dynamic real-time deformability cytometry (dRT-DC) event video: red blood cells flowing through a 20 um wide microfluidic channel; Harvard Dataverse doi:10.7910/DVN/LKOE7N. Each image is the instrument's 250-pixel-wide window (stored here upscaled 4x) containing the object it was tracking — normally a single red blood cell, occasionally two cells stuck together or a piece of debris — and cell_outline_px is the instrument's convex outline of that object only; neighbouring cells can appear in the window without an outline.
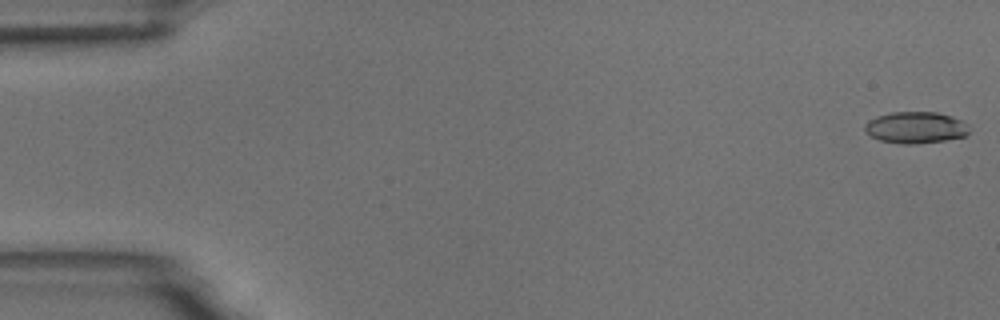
{"species": "common noctule bat (a hibernating species)", "species_latin": "Nyctalus noctula", "temperature_condition": "room temperature", "stored_images_in_passage": 5, "camera_frame_rate_fps": 3000, "um_per_image_px": 0.085, "animal": {"sex": "male", "body_mass_g": 18.8}, "frame": {"image": 1, "passage_image": 1, "time_ms": 0.0, "image_size_px": [1000, 320], "cell_outline_px": [[968, 132], [964, 136], [944, 140], [916, 144], [900, 144], [880, 140], [872, 136], [864, 128], [864, 124], [868, 120], [876, 116], [892, 112], [936, 112], [952, 116], [968, 124]], "centroid_in_image_um": [77.81, 10.83], "position_along_channel_um": 7.2, "area_um2": 19.13}}